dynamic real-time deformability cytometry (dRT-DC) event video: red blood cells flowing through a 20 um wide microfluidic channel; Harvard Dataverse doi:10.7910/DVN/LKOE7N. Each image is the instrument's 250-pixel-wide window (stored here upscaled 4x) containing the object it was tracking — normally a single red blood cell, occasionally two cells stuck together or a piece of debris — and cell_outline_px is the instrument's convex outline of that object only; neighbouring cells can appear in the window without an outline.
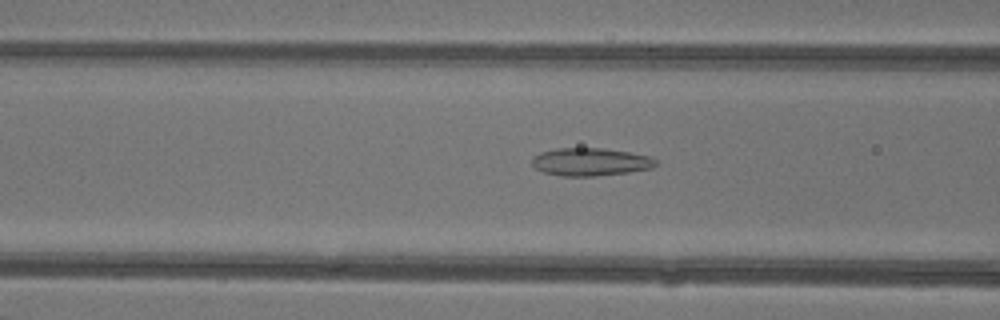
{"species": "common noctule bat (a hibernating species)", "species_latin": "Nyctalus noctula", "temperature_condition": "warm", "stored_images_in_passage": 27, "camera_frame_rate_fps": 3000, "um_per_image_px": 0.085, "animal": {"sex": "female"}, "frame": {"image": 1, "passage_image": 19, "time_ms": 6.0, "image_size_px": [1000, 320], "cell_outline_px": [[660, 164], [652, 168], [628, 172], [596, 176], [560, 176], [544, 172], [536, 168], [532, 164], [532, 156], [540, 152], [556, 148], [604, 148], [652, 156]], "centroid_in_image_um": [50.21, 13.75], "position_along_channel_um": 116.4, "area_um2": 20.29}}
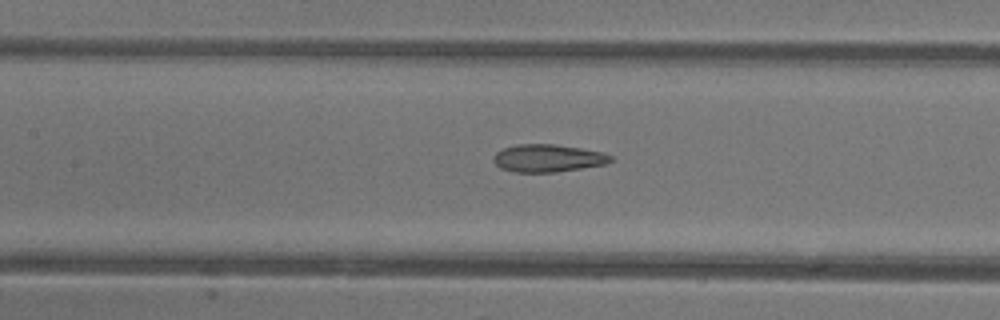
{"frame": {"image": 2, "passage_image": 22, "time_ms": 7.0, "image_size_px": [1000, 320], "cell_outline_px": [[612, 160], [604, 164], [556, 172], [516, 172], [500, 168], [492, 160], [492, 156], [496, 152], [504, 148], [516, 144], [556, 144], [604, 152], [612, 156]], "centroid_in_image_um": [46.54, 13.44], "position_along_channel_um": 160.9, "area_um2": 18.84}}
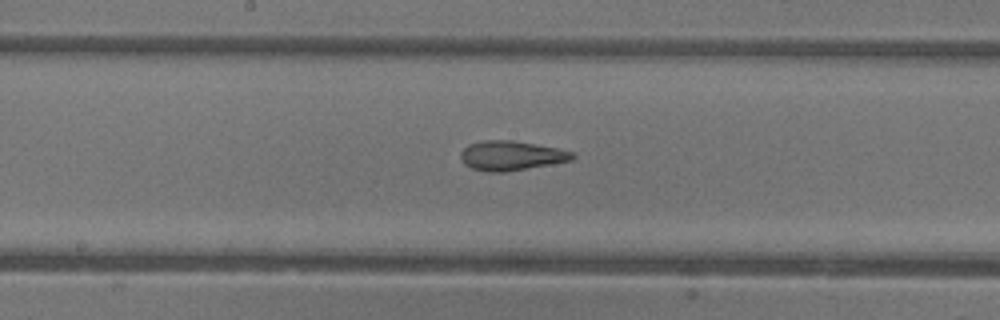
{"frame": {"image": 3, "passage_image": 25, "time_ms": 8.0, "image_size_px": [1000, 320], "cell_outline_px": [[576, 156], [572, 160], [504, 172], [488, 172], [472, 168], [464, 164], [460, 156], [460, 152], [468, 144], [484, 140], [512, 140], [556, 148], [572, 152]], "centroid_in_image_um": [43.41, 13.22], "position_along_channel_um": 204.8, "area_um2": 19.02}}